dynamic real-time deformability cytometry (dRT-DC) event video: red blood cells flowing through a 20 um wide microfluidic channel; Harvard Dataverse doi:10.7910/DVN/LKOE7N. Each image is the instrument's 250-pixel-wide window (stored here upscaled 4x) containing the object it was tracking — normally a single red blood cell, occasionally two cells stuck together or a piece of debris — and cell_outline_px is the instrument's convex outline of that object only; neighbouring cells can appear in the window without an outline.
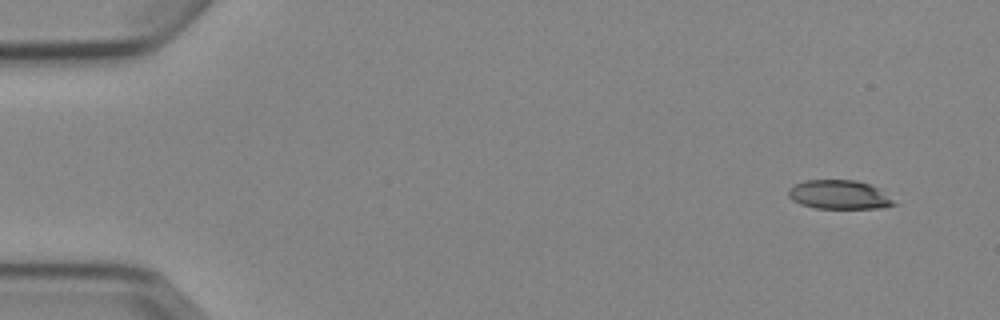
{"species": "Egyptian fruit bat (a non-hibernating species)", "species_latin": "Rousettus aegyptiacus", "temperature_condition": "cold", "stored_images_in_passage": 5, "camera_frame_rate_fps": 3000, "um_per_image_px": 0.085, "animal": {"sex": "female"}, "frame": {"image": 1, "passage_image": 1, "time_ms": 0.0, "image_size_px": [1000, 320], "cell_outline_px": [[900, 204], [884, 208], [816, 208], [800, 204], [792, 200], [788, 196], [788, 188], [792, 184], [804, 180], [856, 180], [880, 188]], "centroid_in_image_um": [71.36, 16.55], "position_along_channel_um": 13.6, "area_um2": 18.21}}
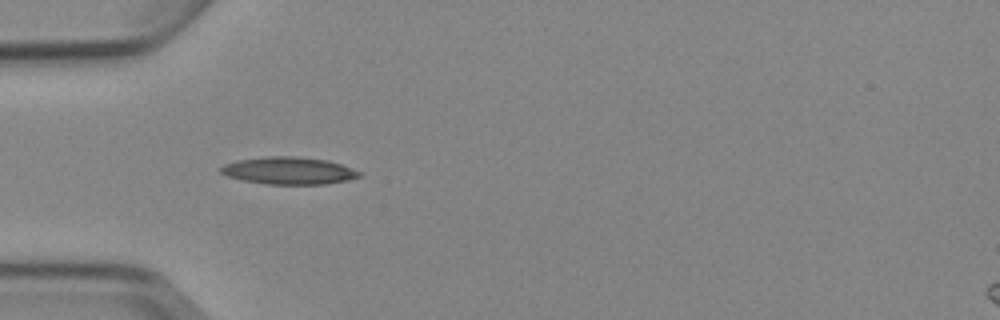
{"frame": {"image": 2, "passage_image": 4, "time_ms": 4.333, "image_size_px": [1000, 320], "cell_outline_px": [[364, 176], [348, 180], [324, 184], [268, 184], [244, 180], [228, 176], [220, 172], [220, 168], [224, 164], [240, 160], [264, 156], [300, 156], [328, 160], [364, 172]], "centroid_in_image_um": [24.62, 14.5], "position_along_channel_um": 60.4, "area_um2": 22.14}}
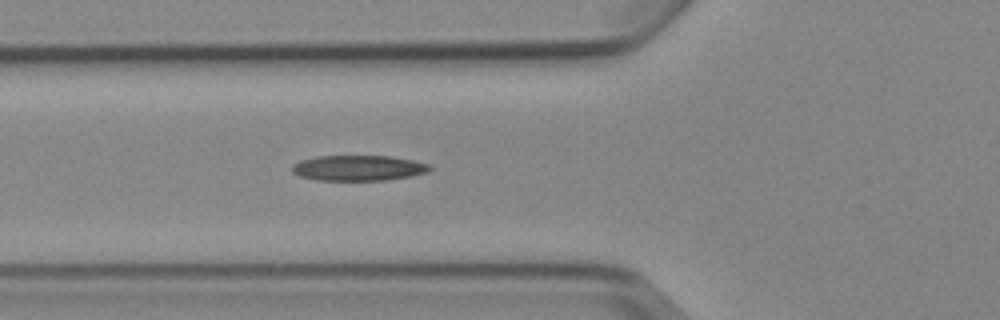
{"frame": {"image": 3, "passage_image": 5, "time_ms": 5.333, "image_size_px": [1000, 320], "cell_outline_px": [[432, 168], [428, 172], [412, 176], [388, 180], [316, 180], [300, 176], [292, 172], [292, 164], [300, 160], [316, 156], [392, 156], [412, 160], [428, 164]], "centroid_in_image_um": [30.46, 14.28], "position_along_channel_um": 95.3, "area_um2": 20.52}}